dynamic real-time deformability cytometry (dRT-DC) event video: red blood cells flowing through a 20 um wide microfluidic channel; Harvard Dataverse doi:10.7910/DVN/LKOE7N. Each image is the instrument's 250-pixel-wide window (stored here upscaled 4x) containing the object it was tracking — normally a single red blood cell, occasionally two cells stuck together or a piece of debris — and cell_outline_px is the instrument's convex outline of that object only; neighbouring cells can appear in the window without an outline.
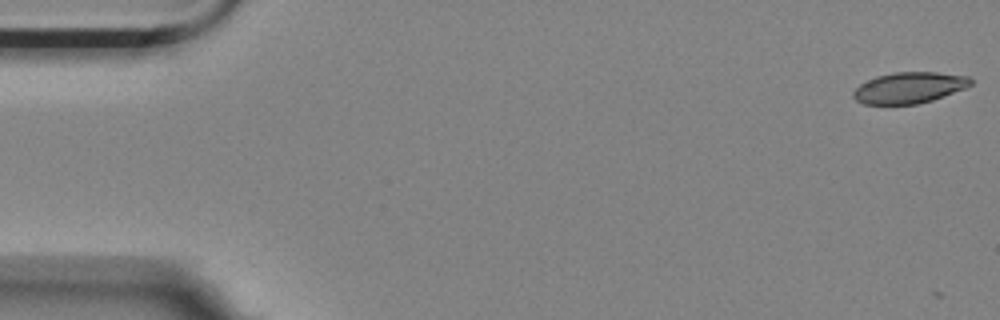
{"species": "Egyptian fruit bat (a non-hibernating species)", "species_latin": "Rousettus aegyptiacus", "temperature_condition": "room temperature", "stored_images_in_passage": 4, "camera_frame_rate_fps": 3000, "um_per_image_px": 0.085, "animal": {"sex": "female"}, "frame": {"image": 1, "passage_image": 1, "time_ms": 0.0, "image_size_px": [1000, 320], "cell_outline_px": [[972, 84], [964, 88], [932, 100], [916, 104], [864, 104], [856, 100], [852, 96], [852, 92], [860, 84], [876, 76], [896, 72], [936, 72], [968, 76], [972, 80]], "centroid_in_image_um": [77.26, 7.45], "position_along_channel_um": 7.7, "area_um2": 21.1}}